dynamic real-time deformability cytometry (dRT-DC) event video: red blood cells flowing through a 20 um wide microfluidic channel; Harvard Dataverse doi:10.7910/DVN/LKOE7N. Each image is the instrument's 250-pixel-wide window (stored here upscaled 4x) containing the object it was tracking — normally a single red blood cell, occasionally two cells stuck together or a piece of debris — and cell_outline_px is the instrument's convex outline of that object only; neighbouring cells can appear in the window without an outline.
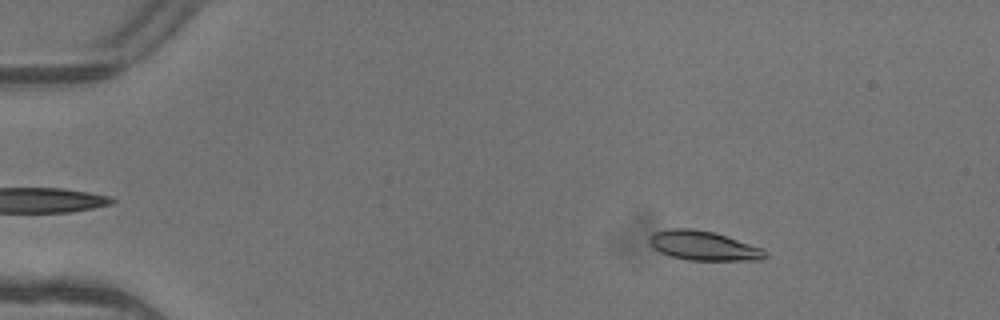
{"species": "common noctule bat (a hibernating species)", "species_latin": "Nyctalus noctula", "temperature_condition": "warm", "stored_images_in_passage": 4, "camera_frame_rate_fps": 3000, "um_per_image_px": 0.085, "animal": {"sex": "female"}, "frame": {"image": 1, "passage_image": 1, "time_ms": 0.0, "image_size_px": [1000, 320], "cell_outline_px": [[768, 256], [764, 260], [688, 260], [672, 256], [660, 252], [652, 248], [648, 244], [648, 236], [652, 232], [668, 228], [692, 228], [716, 232], [764, 248], [768, 252]], "centroid_in_image_um": [59.8, 20.87], "position_along_channel_um": 25.2, "area_um2": 20.4}}
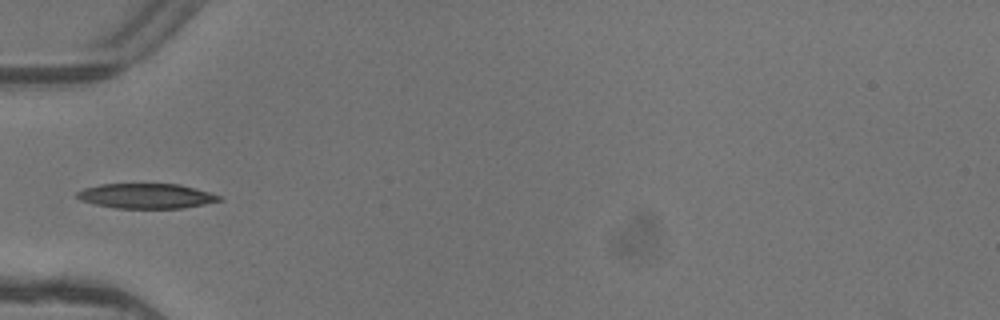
{"frame": {"image": 2, "passage_image": 3, "time_ms": 0.667, "image_size_px": [1000, 320], "cell_outline_px": [[224, 200], [184, 208], [116, 208], [96, 204], [80, 200], [76, 196], [76, 192], [84, 188], [100, 184], [180, 184], [208, 192], [220, 196]], "centroid_in_image_um": [12.43, 16.66], "position_along_channel_um": 72.6, "area_um2": 20.58}}
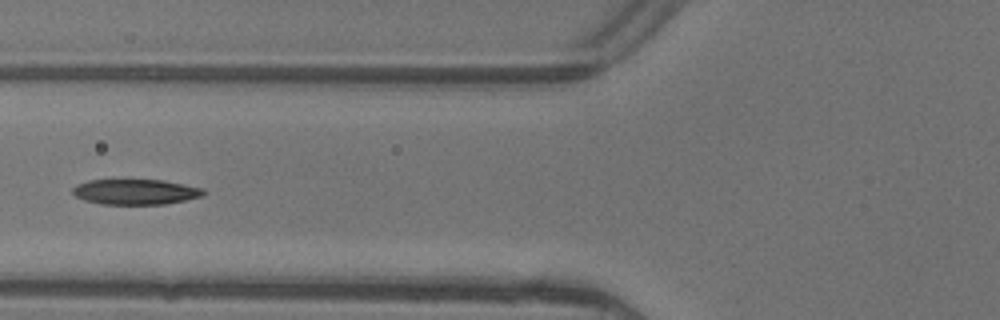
{"frame": {"image": 3, "passage_image": 4, "time_ms": 1.0, "image_size_px": [1000, 320], "cell_outline_px": [[208, 192], [204, 196], [164, 204], [100, 204], [84, 200], [76, 196], [72, 192], [72, 188], [76, 184], [88, 180], [164, 180], [204, 188]], "centroid_in_image_um": [11.54, 16.3], "position_along_channel_um": 114.3, "area_um2": 19.48}}